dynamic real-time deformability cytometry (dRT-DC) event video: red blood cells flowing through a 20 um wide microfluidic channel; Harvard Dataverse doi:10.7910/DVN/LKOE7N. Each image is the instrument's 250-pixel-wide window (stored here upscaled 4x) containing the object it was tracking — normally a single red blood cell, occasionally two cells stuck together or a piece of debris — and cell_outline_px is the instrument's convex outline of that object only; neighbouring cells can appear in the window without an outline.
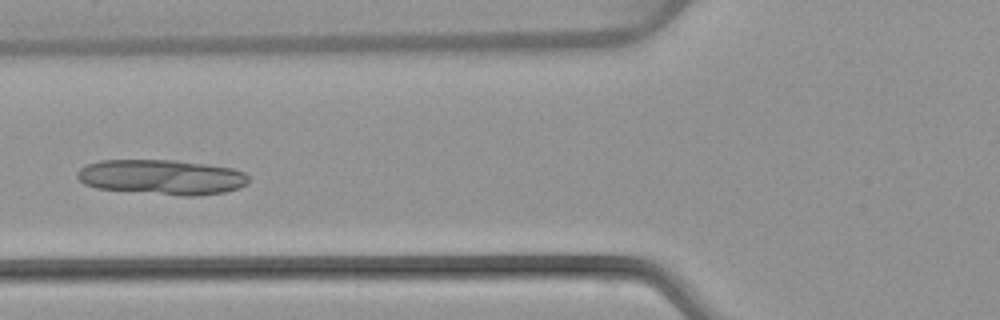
{"species": "common noctule bat (a hibernating species)", "species_latin": "Nyctalus noctula", "temperature_condition": "warm", "stored_images_in_passage": 4, "camera_frame_rate_fps": 3000, "um_per_image_px": 0.085, "animal": {"sex": "female", "body_mass_g": 22.7, "forearm_length_mm": 54.2}, "frame": {"image": 1, "passage_image": 4, "time_ms": 4.333, "image_size_px": [1000, 320], "cell_outline_px": [[248, 184], [240, 188], [224, 192], [196, 196], [180, 196], [96, 188], [84, 184], [76, 176], [76, 172], [84, 164], [100, 160], [172, 160], [204, 164], [232, 168], [244, 172], [248, 176]], "centroid_in_image_um": [13.73, 15.06], "position_along_channel_um": 112.1, "area_um2": 35.2}}